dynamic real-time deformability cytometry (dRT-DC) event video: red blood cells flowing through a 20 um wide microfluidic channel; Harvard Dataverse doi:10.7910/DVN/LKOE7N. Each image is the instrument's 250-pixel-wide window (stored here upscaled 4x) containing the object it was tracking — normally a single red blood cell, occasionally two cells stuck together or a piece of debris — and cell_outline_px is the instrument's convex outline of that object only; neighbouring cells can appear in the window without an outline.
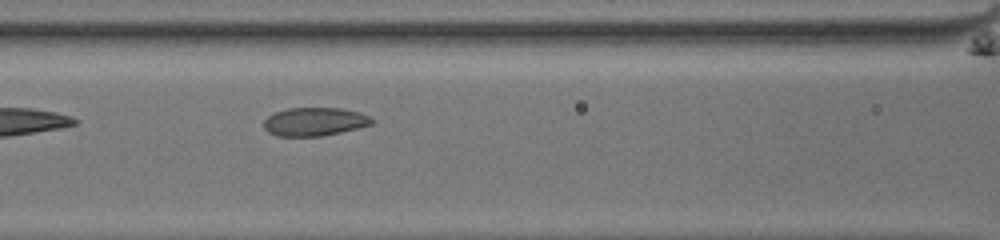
{"species": "common noctule bat (a hibernating species)", "species_latin": "Nyctalus noctula", "temperature_condition": "room temperature", "stored_images_in_passage": 23, "camera_frame_rate_fps": 3000, "um_per_image_px": 0.085, "animal": {"sex": "male", "body_mass_g": 13.0, "forearm_length_mm": 53.1}, "frame": {"image": 1, "passage_image": 7, "time_ms": 2.0, "image_size_px": [1000, 240], "cell_outline_px": [[372, 124], [340, 132], [320, 136], [276, 136], [268, 132], [264, 128], [264, 120], [268, 116], [276, 112], [288, 108], [340, 108], [360, 112], [368, 116], [372, 120]], "centroid_in_image_um": [26.7, 10.34], "position_along_channel_um": 139.9, "area_um2": 17.69}}
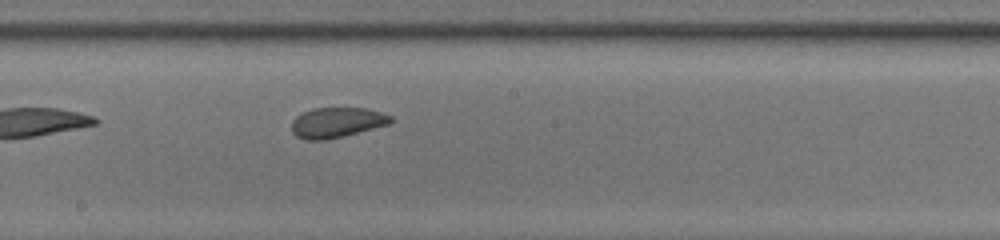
{"frame": {"image": 2, "passage_image": 13, "time_ms": 4.0, "image_size_px": [1000, 240], "cell_outline_px": [[396, 120], [392, 124], [344, 136], [324, 140], [304, 140], [296, 136], [292, 132], [292, 120], [296, 116], [312, 108], [368, 108], [392, 116]], "centroid_in_image_um": [28.67, 10.41], "position_along_channel_um": 219.5, "area_um2": 17.74}}
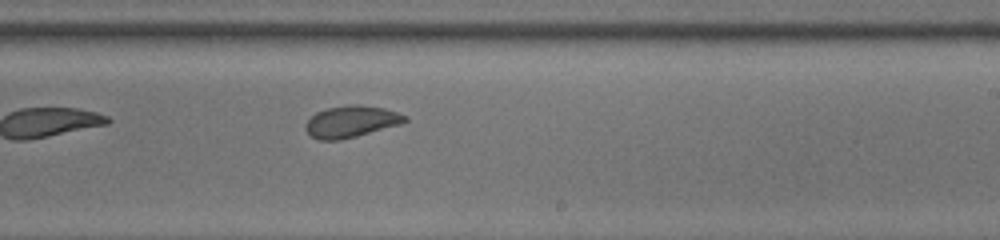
{"frame": {"image": 3, "passage_image": 16, "time_ms": 5.0, "image_size_px": [1000, 240], "cell_outline_px": [[408, 120], [400, 124], [356, 136], [340, 140], [320, 140], [312, 136], [304, 128], [304, 124], [316, 112], [328, 108], [348, 104], [356, 104], [384, 108], [408, 116]], "centroid_in_image_um": [29.84, 10.32], "position_along_channel_um": 259.2, "area_um2": 18.21}}